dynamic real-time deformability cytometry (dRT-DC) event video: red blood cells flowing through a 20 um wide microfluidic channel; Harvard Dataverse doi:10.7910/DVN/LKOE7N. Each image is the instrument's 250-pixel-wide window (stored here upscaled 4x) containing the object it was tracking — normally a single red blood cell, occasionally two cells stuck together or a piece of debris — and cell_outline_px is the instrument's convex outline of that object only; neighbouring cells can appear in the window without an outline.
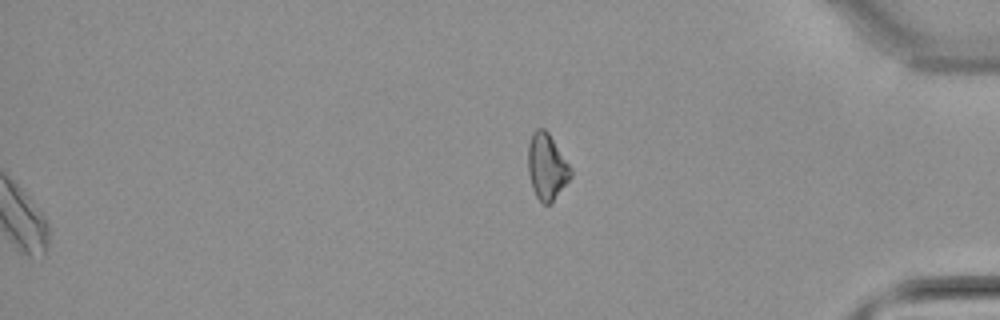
{"species": "common noctule bat (a hibernating species)", "species_latin": "Nyctalus noctula", "temperature_condition": "warm", "stored_images_in_passage": 39, "camera_frame_rate_fps": 3000, "um_per_image_px": 0.085, "animal": {"sex": "male", "body_mass_g": 21.5, "forearm_length_mm": 52.0}, "frame": {"image": 1, "passage_image": 39, "time_ms": 12.667, "image_size_px": [1000, 320], "cell_outline_px": [[572, 176], [552, 200], [548, 204], [544, 204], [536, 196], [532, 188], [528, 172], [528, 144], [532, 132], [536, 128], [544, 128], [548, 132], [572, 168]], "centroid_in_image_um": [46.46, 14.12], "position_along_channel_um": 388.7, "area_um2": 16.3}}